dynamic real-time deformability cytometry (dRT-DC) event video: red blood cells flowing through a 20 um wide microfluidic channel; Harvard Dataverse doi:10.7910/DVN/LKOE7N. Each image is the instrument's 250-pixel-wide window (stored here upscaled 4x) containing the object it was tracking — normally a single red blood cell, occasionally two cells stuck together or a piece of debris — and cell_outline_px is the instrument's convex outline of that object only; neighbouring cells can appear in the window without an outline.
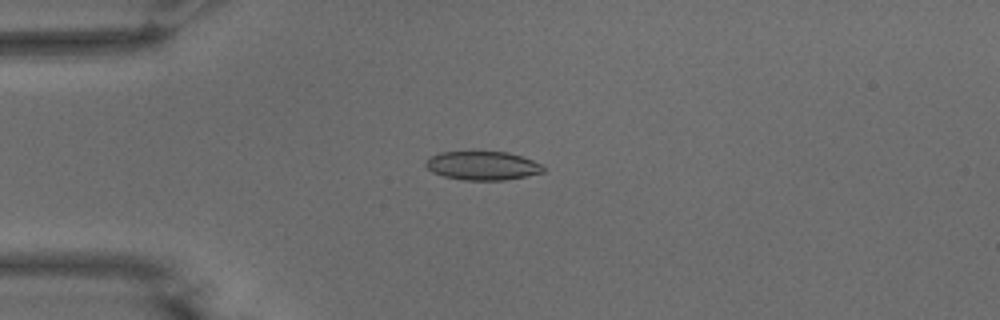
{"species": "common noctule bat (a hibernating species)", "species_latin": "Nyctalus noctula", "temperature_condition": "warm", "stored_images_in_passage": 37, "camera_frame_rate_fps": 3000, "um_per_image_px": 0.085, "animal": {"sex": "male", "body_mass_g": 15.6}, "frame": {"image": 1, "passage_image": 4, "time_ms": 1.0, "image_size_px": [1000, 320], "cell_outline_px": [[544, 172], [504, 180], [464, 180], [444, 176], [432, 172], [424, 164], [424, 160], [440, 152], [508, 152], [532, 160], [540, 164], [544, 168]], "centroid_in_image_um": [40.98, 14.08], "position_along_channel_um": 44.0, "area_um2": 19.48}}
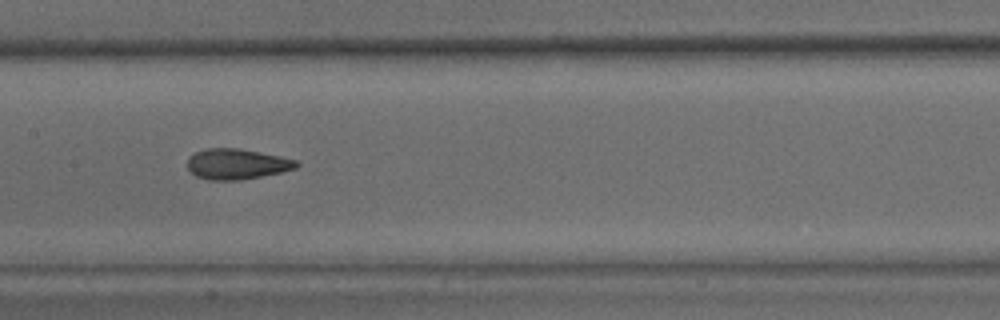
{"frame": {"image": 2, "passage_image": 17, "time_ms": 5.333, "image_size_px": [1000, 320], "cell_outline_px": [[300, 164], [296, 168], [280, 172], [240, 180], [208, 180], [196, 176], [188, 168], [188, 156], [196, 152], [208, 148], [240, 148], [280, 156], [296, 160]], "centroid_in_image_um": [20.12, 13.94], "position_along_channel_um": 187.3, "area_um2": 19.31}}
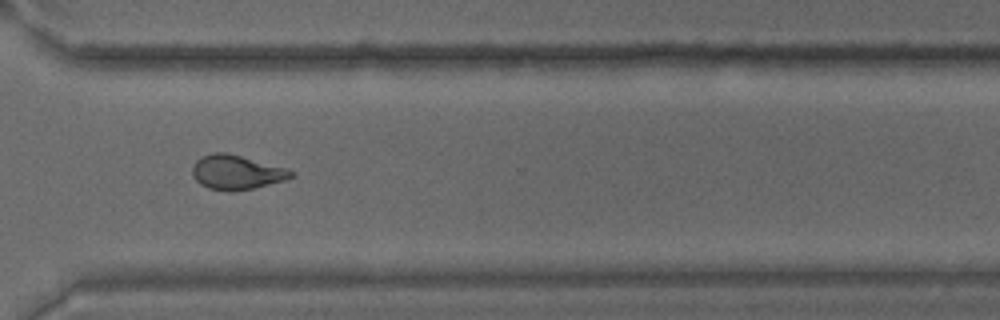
{"frame": {"image": 3, "passage_image": 30, "time_ms": 9.667, "image_size_px": [1000, 320], "cell_outline_px": [[292, 176], [284, 180], [252, 188], [208, 188], [200, 184], [192, 176], [192, 164], [200, 156], [212, 152], [228, 152], [288, 168], [292, 172]], "centroid_in_image_um": [20.06, 14.57], "position_along_channel_um": 350.5, "area_um2": 19.31}, "authors_computed_cell_mechanics": {"area_um2": 19.3052, "velocity_mm_per_s": 3.7753, "shape_relaxation_time_tau1_ms": 11.004, "shape_relaxation_time_tau2_ms": 1.4752, "deformation_change_tau1": 0.2507, "deformation_change_tau2": 0.0848}}